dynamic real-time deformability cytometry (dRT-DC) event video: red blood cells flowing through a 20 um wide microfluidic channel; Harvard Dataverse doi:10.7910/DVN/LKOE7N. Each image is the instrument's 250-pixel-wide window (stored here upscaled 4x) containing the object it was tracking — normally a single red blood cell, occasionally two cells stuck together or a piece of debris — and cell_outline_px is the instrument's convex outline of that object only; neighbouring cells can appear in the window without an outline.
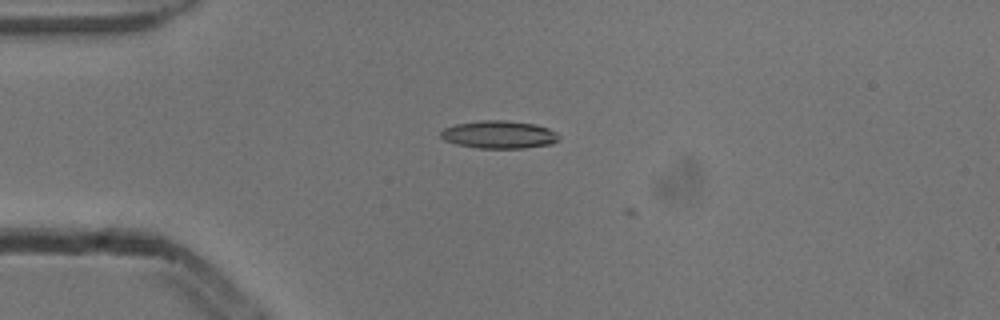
{"species": "common noctule bat (a hibernating species)", "species_latin": "Nyctalus noctula", "temperature_condition": "cold", "stored_images_in_passage": 5, "camera_frame_rate_fps": 3000, "um_per_image_px": 0.085, "animal": {"sex": "male", "body_mass_g": 13.3}, "frame": {"image": 1, "passage_image": 4, "time_ms": 1.0, "image_size_px": [1000, 320], "cell_outline_px": [[560, 140], [552, 144], [524, 148], [476, 148], [456, 144], [444, 140], [440, 136], [440, 132], [444, 128], [456, 124], [480, 120], [504, 120], [536, 124], [548, 128], [556, 132], [560, 136]], "centroid_in_image_um": [42.43, 11.44], "position_along_channel_um": 42.6, "area_um2": 19.31}}